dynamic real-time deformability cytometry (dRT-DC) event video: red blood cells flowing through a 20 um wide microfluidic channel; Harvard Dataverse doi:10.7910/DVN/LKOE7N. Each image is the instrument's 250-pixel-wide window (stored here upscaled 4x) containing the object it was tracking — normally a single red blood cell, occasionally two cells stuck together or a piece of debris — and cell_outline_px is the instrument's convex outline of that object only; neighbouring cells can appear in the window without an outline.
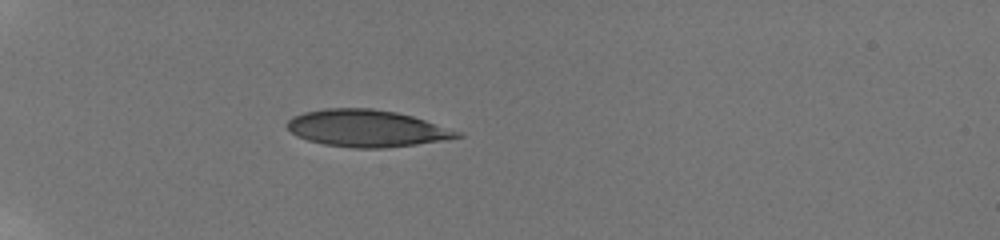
{"species": "human", "species_latin": "Homo sapiens", "temperature_condition": "room temperature", "stored_images_in_passage": 13, "camera_frame_rate_fps": 3000, "um_per_image_px": 0.085, "donor": {"sex": "male"}, "frame": {"image": 1, "passage_image": 8, "time_ms": 3.0, "image_size_px": [1000, 240], "cell_outline_px": [[464, 136], [444, 140], [416, 144], [384, 148], [352, 148], [324, 144], [308, 140], [296, 136], [284, 124], [292, 116], [304, 112], [324, 108], [372, 108], [396, 112], [412, 116], [460, 132]], "centroid_in_image_um": [31.12, 10.9], "position_along_channel_um": 53.9, "area_um2": 36.53}}